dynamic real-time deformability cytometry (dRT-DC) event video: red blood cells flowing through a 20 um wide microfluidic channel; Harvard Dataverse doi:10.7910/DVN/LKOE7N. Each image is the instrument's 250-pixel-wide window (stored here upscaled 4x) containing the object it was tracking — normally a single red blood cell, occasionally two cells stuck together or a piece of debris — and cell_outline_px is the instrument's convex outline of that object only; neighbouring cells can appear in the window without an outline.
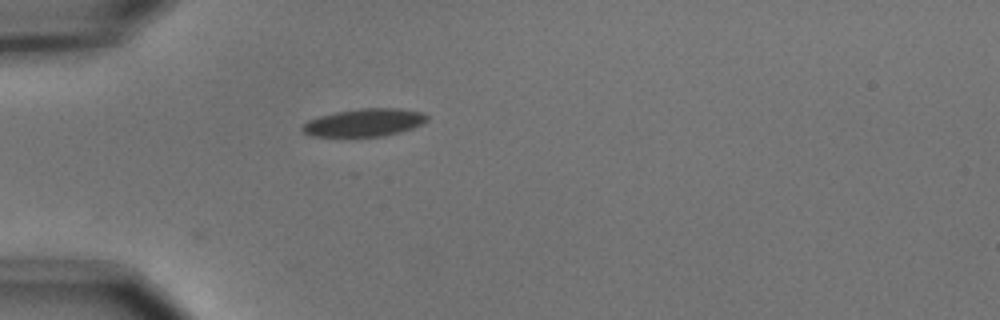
{"species": "common noctule bat (a hibernating species)", "species_latin": "Nyctalus noctula", "temperature_condition": "cold", "stored_images_in_passage": 21, "camera_frame_rate_fps": 3000, "um_per_image_px": 0.085, "animal": {"sex": "male", "body_mass_g": 15.6}, "frame": {"image": 1, "passage_image": 1, "time_ms": 0.0, "image_size_px": [1000, 320], "cell_outline_px": [[428, 120], [424, 124], [400, 132], [384, 136], [312, 136], [304, 132], [300, 128], [308, 120], [320, 116], [336, 112], [360, 108], [396, 108], [424, 112], [428, 116]], "centroid_in_image_um": [31.01, 10.41], "position_along_channel_um": 54.0, "area_um2": 20.17}}
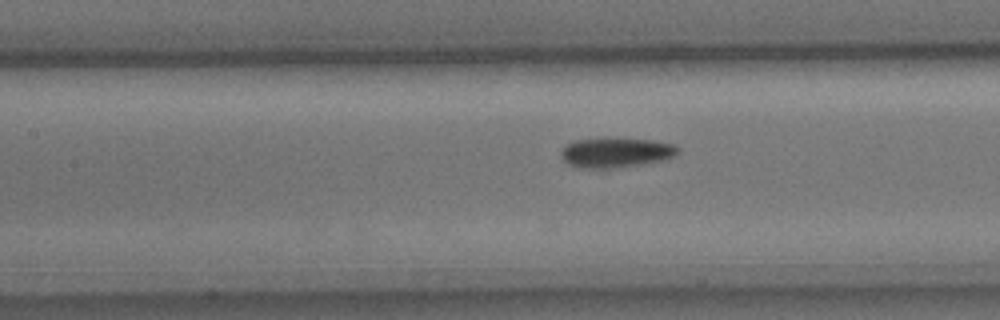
{"frame": {"image": 2, "passage_image": 10, "time_ms": 3.0, "image_size_px": [1000, 320], "cell_outline_px": [[680, 152], [676, 156], [668, 160], [644, 164], [612, 168], [576, 168], [568, 164], [560, 156], [560, 152], [564, 144], [576, 140], [652, 140], [676, 144], [680, 148]], "centroid_in_image_um": [52.4, 13.0], "position_along_channel_um": 155.0, "area_um2": 20.29}}
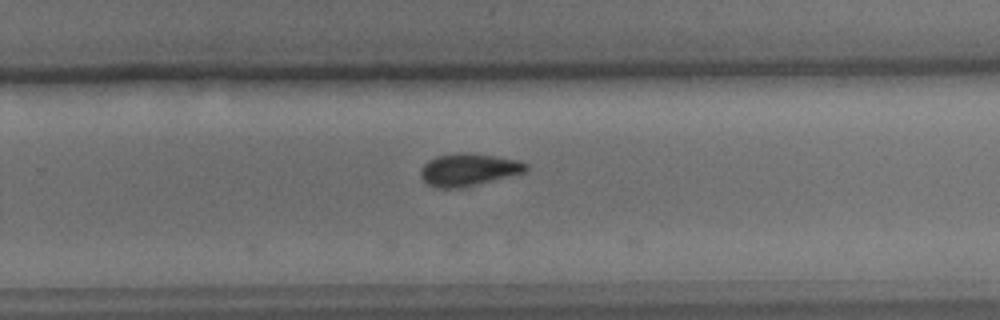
{"frame": {"image": 3, "passage_image": 21, "time_ms": 6.667, "image_size_px": [1000, 320], "cell_outline_px": [[528, 168], [524, 172], [460, 188], [436, 188], [428, 184], [420, 176], [420, 168], [428, 160], [436, 156], [460, 152], [492, 156], [520, 160], [528, 164]], "centroid_in_image_um": [39.78, 14.42], "position_along_channel_um": 290.0, "area_um2": 19.65}}